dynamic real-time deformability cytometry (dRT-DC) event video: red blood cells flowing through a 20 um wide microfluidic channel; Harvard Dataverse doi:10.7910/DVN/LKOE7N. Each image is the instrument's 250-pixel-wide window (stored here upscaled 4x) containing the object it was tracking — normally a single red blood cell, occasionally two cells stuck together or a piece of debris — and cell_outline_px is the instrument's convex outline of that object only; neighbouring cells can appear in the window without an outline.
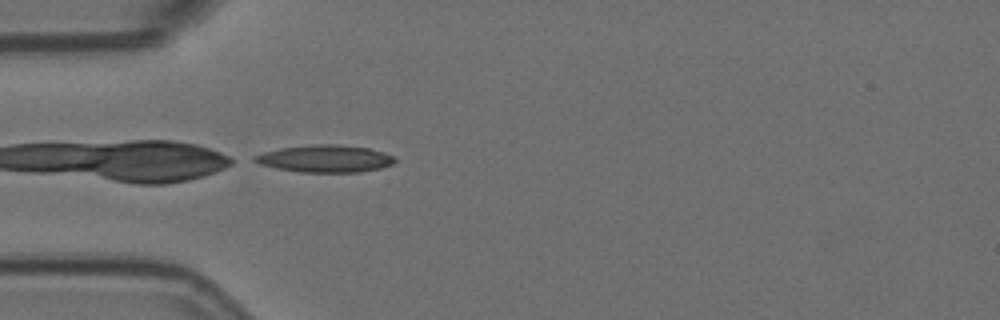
{"species": "Egyptian fruit bat (a non-hibernating species)", "species_latin": "Rousettus aegyptiacus", "temperature_condition": "room temperature", "stored_images_in_passage": 40, "camera_frame_rate_fps": 3000, "um_per_image_px": 0.085, "animal": {"sex": "female"}, "frame": {"image": 1, "passage_image": 1, "time_ms": 0.0, "image_size_px": [1000, 320], "cell_outline_px": [[396, 160], [392, 164], [380, 168], [360, 172], [300, 172], [276, 168], [260, 164], [252, 160], [252, 156], [264, 152], [280, 148], [312, 144], [336, 144], [368, 148], [384, 152], [396, 156]], "centroid_in_image_um": [27.64, 13.48], "position_along_channel_um": 57.4, "area_um2": 22.37}}
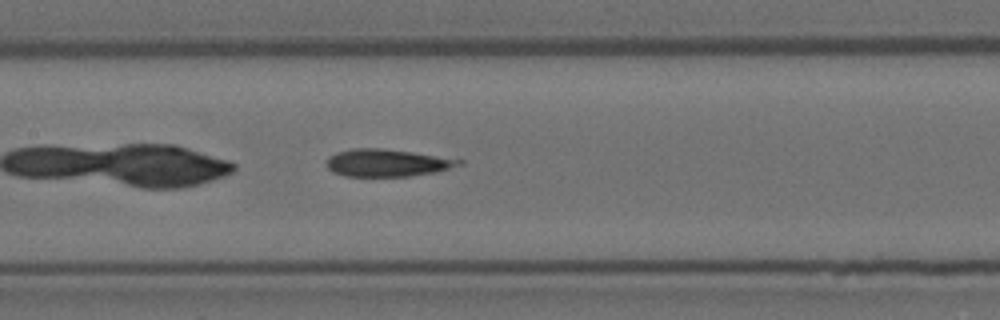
{"frame": {"image": 2, "passage_image": 11, "time_ms": 3.333, "image_size_px": [1000, 320], "cell_outline_px": [[464, 164], [436, 172], [408, 176], [344, 176], [332, 172], [328, 168], [328, 156], [336, 152], [352, 148], [380, 148], [412, 152], [464, 160]], "centroid_in_image_um": [32.9, 13.84], "position_along_channel_um": 174.5, "area_um2": 21.1}}
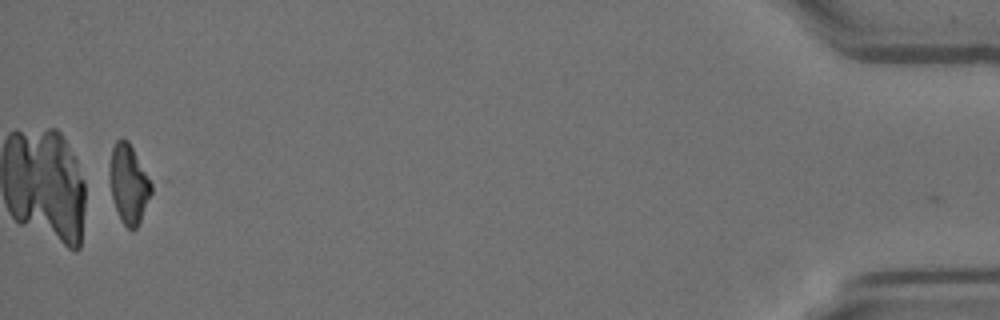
{"frame": {"image": 3, "passage_image": 39, "time_ms": 12.667, "image_size_px": [1000, 320], "cell_outline_px": [[152, 192], [140, 220], [136, 228], [128, 228], [124, 224], [112, 200], [108, 172], [112, 148], [116, 140], [120, 136], [128, 140], [152, 180]], "centroid_in_image_um": [10.93, 15.55], "position_along_channel_um": 424.3, "area_um2": 19.31}}